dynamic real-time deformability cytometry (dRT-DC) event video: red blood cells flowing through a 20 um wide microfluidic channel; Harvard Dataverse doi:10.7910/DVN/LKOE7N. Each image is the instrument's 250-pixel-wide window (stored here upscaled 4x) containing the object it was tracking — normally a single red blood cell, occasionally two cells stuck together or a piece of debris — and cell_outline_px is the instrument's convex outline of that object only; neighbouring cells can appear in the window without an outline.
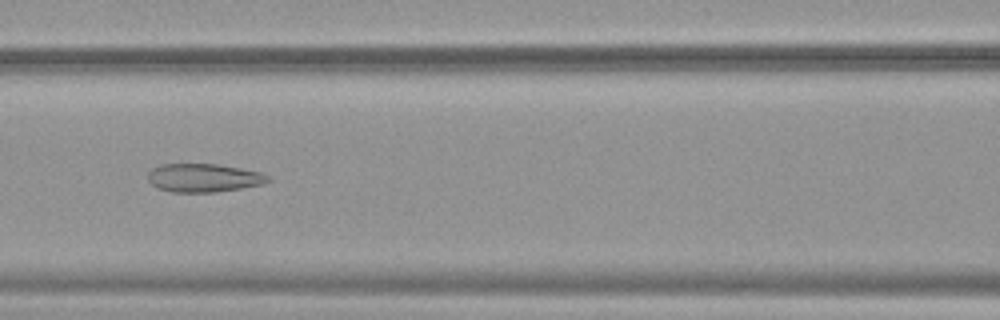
{"species": "common noctule bat (a hibernating species)", "species_latin": "Nyctalus noctula", "temperature_condition": "warm", "stored_images_in_passage": 53, "camera_frame_rate_fps": 3000, "um_per_image_px": 0.085, "animal": {"sex": "female", "body_mass_g": 19.9}, "frame": {"image": 1, "passage_image": 24, "time_ms": 7.667, "image_size_px": [1000, 320], "cell_outline_px": [[272, 180], [260, 184], [240, 188], [216, 192], [172, 192], [156, 188], [148, 180], [148, 172], [152, 168], [160, 164], [216, 164], [240, 168], [260, 172], [272, 176]], "centroid_in_image_um": [17.3, 15.11], "position_along_channel_um": 149.3, "area_um2": 19.94}}
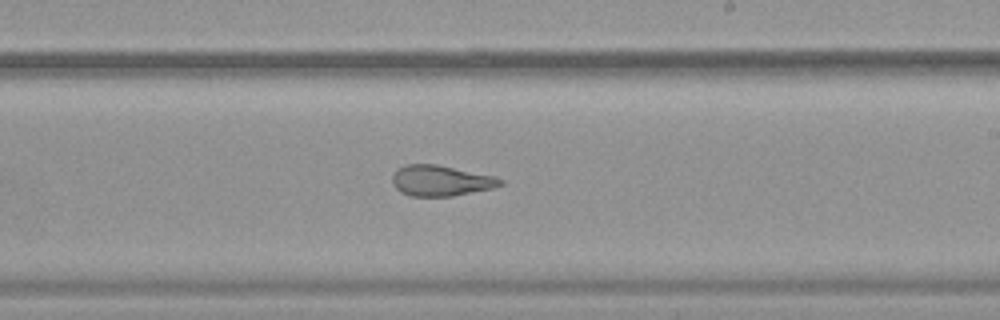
{"frame": {"image": 2, "passage_image": 32, "time_ms": 10.333, "image_size_px": [1000, 320], "cell_outline_px": [[504, 184], [492, 188], [452, 196], [412, 196], [400, 192], [392, 184], [392, 176], [396, 168], [404, 164], [436, 164], [496, 176], [504, 180]], "centroid_in_image_um": [37.45, 15.34], "position_along_channel_um": 251.5, "area_um2": 19.48}}
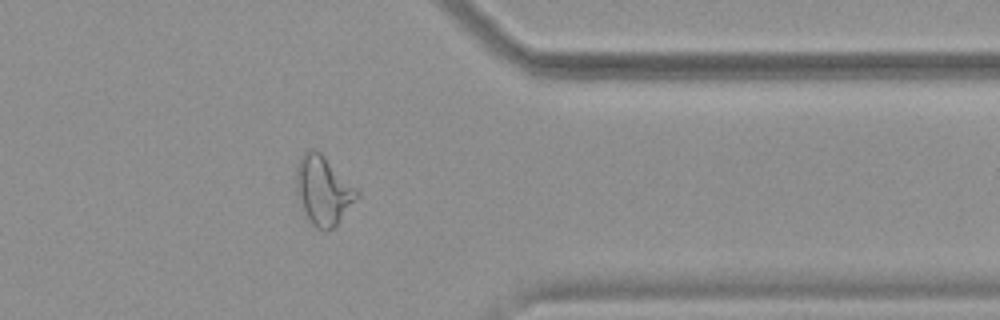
{"frame": {"image": 3, "passage_image": 43, "time_ms": 14.0, "image_size_px": [1000, 320], "cell_outline_px": [[360, 196], [336, 224], [332, 228], [324, 232], [316, 228], [304, 216], [296, 192], [296, 168], [300, 156], [304, 152], [312, 148], [316, 148], [360, 192]], "centroid_in_image_um": [27.44, 16.19], "position_along_channel_um": 384.0, "area_um2": 24.45}, "authors_computed_cell_mechanics": {"area_um2": 25.7788, "velocity_mm_per_s": 3.8507, "shape_relaxation_time_tau1_ms": null, "shape_relaxation_time_tau2_ms": 1.9126, "deformation_change_tau1": null, "deformation_change_tau2": 0.1049}}